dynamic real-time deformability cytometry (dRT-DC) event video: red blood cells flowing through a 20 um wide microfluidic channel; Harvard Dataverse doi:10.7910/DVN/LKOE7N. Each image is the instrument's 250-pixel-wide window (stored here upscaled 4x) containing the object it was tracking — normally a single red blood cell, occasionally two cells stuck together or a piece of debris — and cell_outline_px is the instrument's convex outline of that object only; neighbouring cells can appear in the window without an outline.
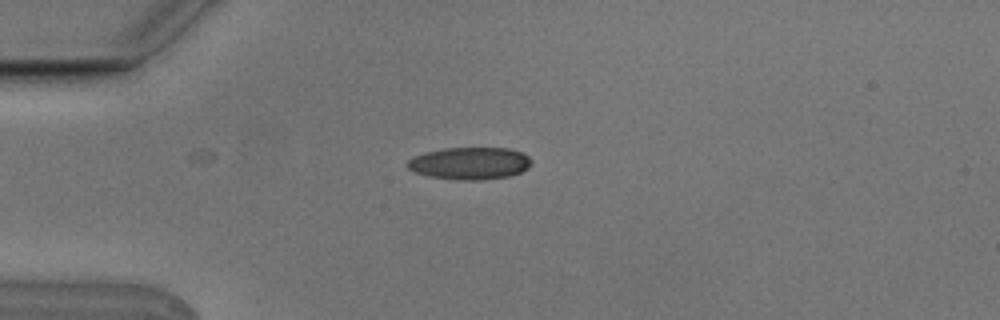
{"species": "Egyptian fruit bat (a non-hibernating species)", "species_latin": "Rousettus aegyptiacus", "temperature_condition": "cold", "stored_images_in_passage": 7, "camera_frame_rate_fps": 3000, "um_per_image_px": 0.085, "animal": {"sex": "male"}, "frame": {"image": 1, "passage_image": 5, "time_ms": 1.333, "image_size_px": [1000, 320], "cell_outline_px": [[532, 164], [528, 168], [520, 172], [508, 176], [484, 180], [456, 180], [428, 176], [416, 172], [408, 168], [404, 164], [408, 160], [424, 152], [444, 148], [508, 148], [520, 152], [528, 156], [532, 160]], "centroid_in_image_um": [39.93, 13.88], "position_along_channel_um": 45.1, "area_um2": 23.41}}